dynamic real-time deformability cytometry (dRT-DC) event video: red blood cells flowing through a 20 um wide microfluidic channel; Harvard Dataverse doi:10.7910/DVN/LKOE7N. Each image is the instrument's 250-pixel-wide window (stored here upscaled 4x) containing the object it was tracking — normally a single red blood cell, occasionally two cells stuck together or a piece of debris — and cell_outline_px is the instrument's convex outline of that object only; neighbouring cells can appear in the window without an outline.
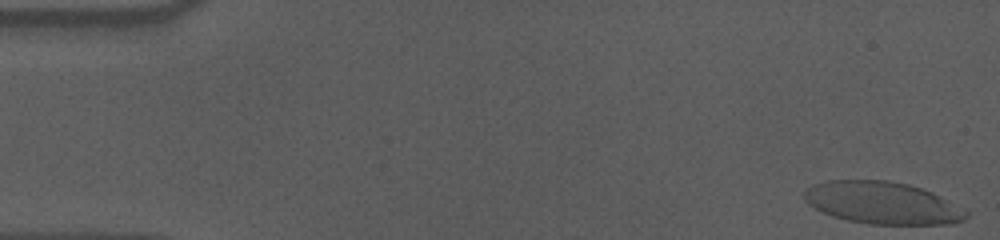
{"species": "human", "species_latin": "Homo sapiens", "temperature_condition": "cold", "stored_images_in_passage": 47, "camera_frame_rate_fps": 3000, "um_per_image_px": 0.085, "donor": {"sex": "male"}, "frame": {"image": 1, "passage_image": 1, "time_ms": 0.0, "image_size_px": [1000, 240], "cell_outline_px": [[968, 216], [964, 220], [952, 224], [868, 224], [848, 220], [832, 216], [808, 204], [804, 200], [804, 192], [812, 184], [828, 180], [888, 180], [908, 184], [932, 192], [964, 208], [968, 212]], "centroid_in_image_um": [75.02, 17.24], "position_along_channel_um": 10.0, "area_um2": 39.88}}
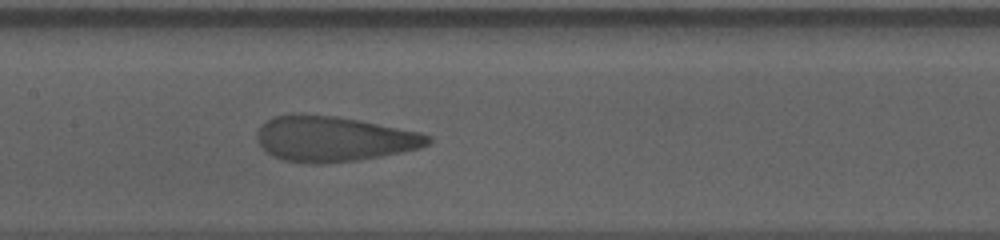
{"frame": {"image": 2, "passage_image": 27, "time_ms": 8.667, "image_size_px": [1000, 240], "cell_outline_px": [[432, 140], [428, 144], [420, 148], [380, 156], [356, 160], [320, 164], [316, 164], [284, 160], [272, 156], [260, 144], [256, 136], [256, 132], [260, 124], [272, 116], [292, 112], [336, 116], [360, 120], [420, 132], [432, 136]], "centroid_in_image_um": [28.32, 11.77], "position_along_channel_um": 179.1, "area_um2": 45.43}}
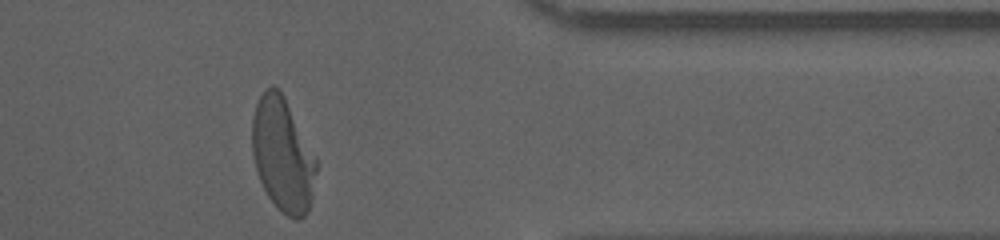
{"frame": {"image": 3, "passage_image": 46, "time_ms": 15.0, "image_size_px": [1000, 240], "cell_outline_px": [[316, 172], [308, 212], [304, 216], [296, 220], [288, 216], [276, 208], [268, 196], [256, 172], [252, 152], [252, 116], [256, 104], [260, 96], [272, 84], [284, 96], [316, 160]], "centroid_in_image_um": [23.99, 13.18], "position_along_channel_um": 387.4, "area_um2": 41.91}, "authors_computed_cell_mechanics": {"area_um2": 44.6794, "velocity_mm_per_s": 3.5682, "shape_relaxation_time_tau1_ms": 5.7354, "shape_relaxation_time_tau2_ms": 1.0823, "deformation_change_tau1": 0.2482, "deformation_change_tau2": 0.0846}}